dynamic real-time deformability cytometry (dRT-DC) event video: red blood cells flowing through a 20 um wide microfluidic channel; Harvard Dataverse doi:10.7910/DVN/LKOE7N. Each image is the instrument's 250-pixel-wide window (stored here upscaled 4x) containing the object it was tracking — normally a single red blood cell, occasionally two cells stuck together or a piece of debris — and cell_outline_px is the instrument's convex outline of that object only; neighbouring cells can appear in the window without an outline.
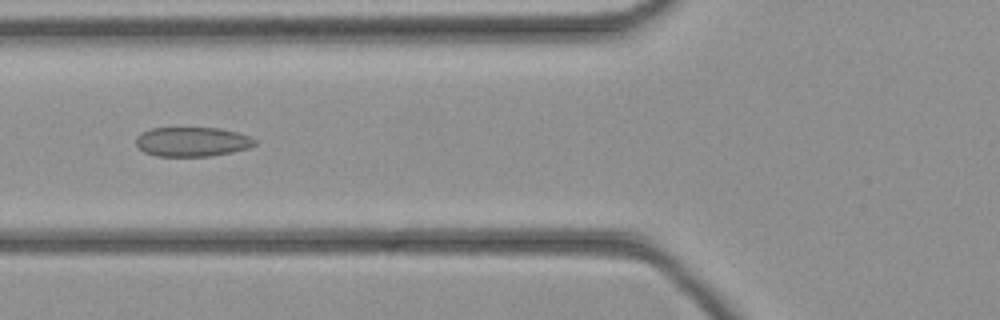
{"species": "common noctule bat (a hibernating species)", "species_latin": "Nyctalus noctula", "temperature_condition": "cold", "stored_images_in_passage": 45, "camera_frame_rate_fps": 3000, "um_per_image_px": 0.085, "animal": {"sex": "female", "body_mass_g": 21.9}, "frame": {"image": 1, "passage_image": 17, "time_ms": 5.333, "image_size_px": [1000, 320], "cell_outline_px": [[260, 140], [256, 144], [248, 148], [232, 152], [212, 156], [156, 156], [144, 152], [136, 144], [136, 136], [140, 132], [152, 128], [220, 128], [236, 132]], "centroid_in_image_um": [16.34, 12.05], "position_along_channel_um": 109.5, "area_um2": 20.52}}
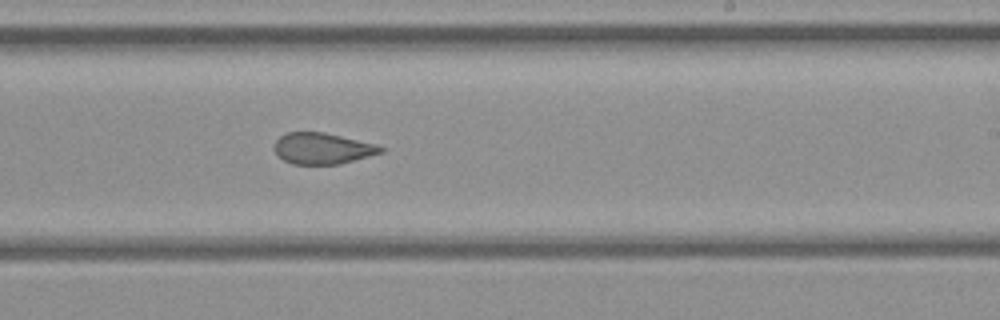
{"frame": {"image": 2, "passage_image": 27, "time_ms": 8.667, "image_size_px": [1000, 320], "cell_outline_px": [[388, 148], [384, 152], [340, 164], [292, 164], [284, 160], [272, 148], [276, 140], [280, 136], [288, 132], [324, 132], [376, 144]], "centroid_in_image_um": [27.43, 12.62], "position_along_channel_um": 261.6, "area_um2": 19.42}}
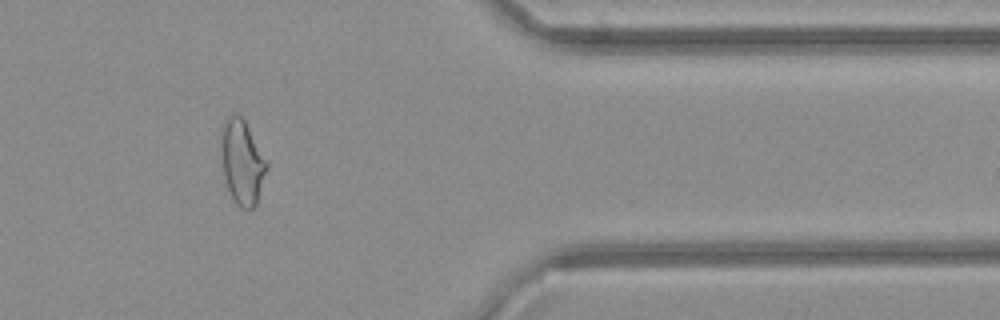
{"frame": {"image": 3, "passage_image": 37, "time_ms": 12.0, "image_size_px": [1000, 320], "cell_outline_px": [[268, 168], [256, 204], [252, 208], [240, 208], [236, 204], [228, 188], [224, 176], [220, 148], [220, 128], [224, 120], [232, 112], [236, 112], [244, 120], [268, 164]], "centroid_in_image_um": [20.55, 13.73], "position_along_channel_um": 390.9, "area_um2": 22.48}}